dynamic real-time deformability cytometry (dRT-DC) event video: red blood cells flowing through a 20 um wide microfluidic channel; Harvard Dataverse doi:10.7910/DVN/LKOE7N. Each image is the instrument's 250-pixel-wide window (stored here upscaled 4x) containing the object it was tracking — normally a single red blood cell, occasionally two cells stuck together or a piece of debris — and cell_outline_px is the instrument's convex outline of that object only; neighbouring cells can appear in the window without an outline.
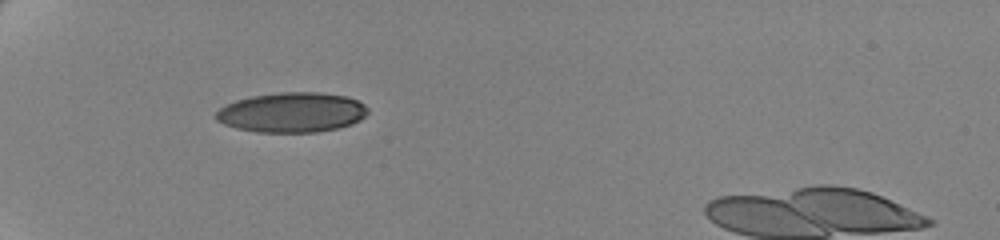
{"species": "human", "species_latin": "Homo sapiens", "temperature_condition": "cold", "stored_images_in_passage": 40, "camera_frame_rate_fps": 3000, "um_per_image_px": 0.085, "donor": {"sex": "female"}, "frame": {"image": 1, "passage_image": 1, "time_ms": 0.0, "image_size_px": [1000, 240], "cell_outline_px": [[368, 112], [360, 120], [352, 124], [336, 128], [316, 132], [256, 132], [236, 128], [224, 124], [216, 120], [216, 112], [224, 104], [236, 100], [252, 96], [280, 92], [320, 92], [344, 96], [356, 100], [364, 104], [368, 108]], "centroid_in_image_um": [24.79, 9.55], "position_along_channel_um": 60.2, "area_um2": 35.32}}
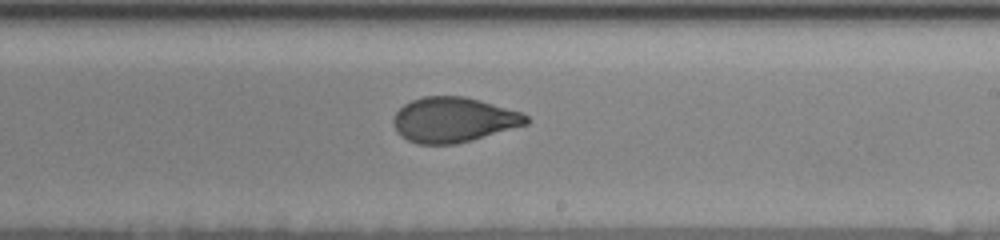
{"frame": {"image": 2, "passage_image": 19, "time_ms": 6.0, "image_size_px": [1000, 240], "cell_outline_px": [[528, 124], [472, 140], [456, 144], [416, 144], [400, 136], [396, 132], [392, 120], [396, 112], [404, 104], [412, 100], [424, 96], [464, 96], [480, 100], [524, 112], [528, 116]], "centroid_in_image_um": [38.55, 10.18], "position_along_channel_um": 250.5, "area_um2": 35.08}}
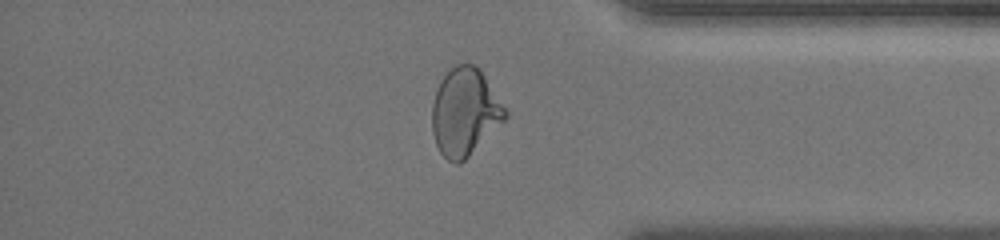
{"frame": {"image": 3, "passage_image": 32, "time_ms": 10.333, "image_size_px": [1000, 240], "cell_outline_px": [[508, 116], [460, 164], [456, 164], [448, 160], [440, 152], [436, 144], [432, 132], [432, 104], [440, 80], [456, 64], [472, 64], [480, 68], [508, 112]], "centroid_in_image_um": [39.5, 9.52], "position_along_channel_um": 395.7, "area_um2": 36.88}, "authors_computed_cell_mechanics": {"area_um2": 35.7204, "velocity_mm_per_s": 3.4989, "shape_relaxation_time_tau1_ms": 5.6392, "shape_relaxation_time_tau2_ms": 0.8718, "deformation_change_tau1": 0.1683, "deformation_change_tau2": 0.0519}}